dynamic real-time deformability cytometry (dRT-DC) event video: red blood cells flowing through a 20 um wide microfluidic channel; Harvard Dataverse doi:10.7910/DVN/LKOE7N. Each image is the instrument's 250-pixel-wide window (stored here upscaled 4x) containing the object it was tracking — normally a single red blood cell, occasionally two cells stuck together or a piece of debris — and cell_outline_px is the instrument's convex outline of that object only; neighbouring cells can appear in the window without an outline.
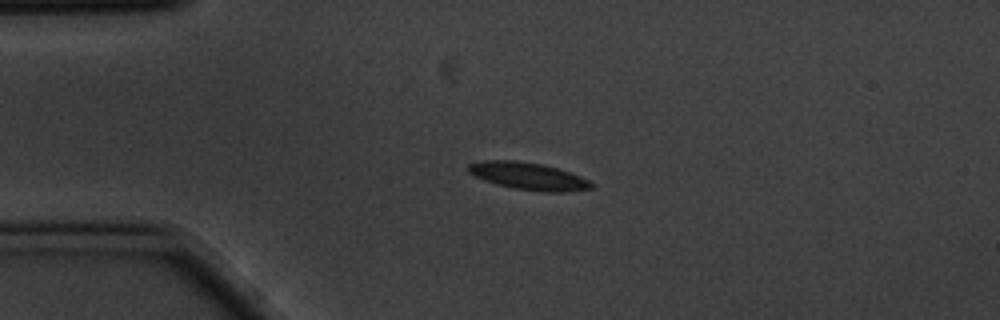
{"species": "common noctule bat (a hibernating species)", "species_latin": "Nyctalus noctula", "temperature_condition": "cold", "stored_images_in_passage": 3, "camera_frame_rate_fps": 3000, "um_per_image_px": 0.085, "animal": {"sex": "male", "body_mass_g": 20.1, "forearm_length_mm": 53.5}, "frame": {"image": 1, "passage_image": 2, "time_ms": 0.333, "image_size_px": [1000, 320], "cell_outline_px": [[592, 188], [564, 192], [544, 192], [516, 188], [496, 184], [484, 180], [468, 172], [468, 164], [484, 160], [516, 160], [544, 164], [580, 176], [588, 180], [592, 184]], "centroid_in_image_um": [44.89, 14.96], "position_along_channel_um": 40.1, "area_um2": 19.36}}